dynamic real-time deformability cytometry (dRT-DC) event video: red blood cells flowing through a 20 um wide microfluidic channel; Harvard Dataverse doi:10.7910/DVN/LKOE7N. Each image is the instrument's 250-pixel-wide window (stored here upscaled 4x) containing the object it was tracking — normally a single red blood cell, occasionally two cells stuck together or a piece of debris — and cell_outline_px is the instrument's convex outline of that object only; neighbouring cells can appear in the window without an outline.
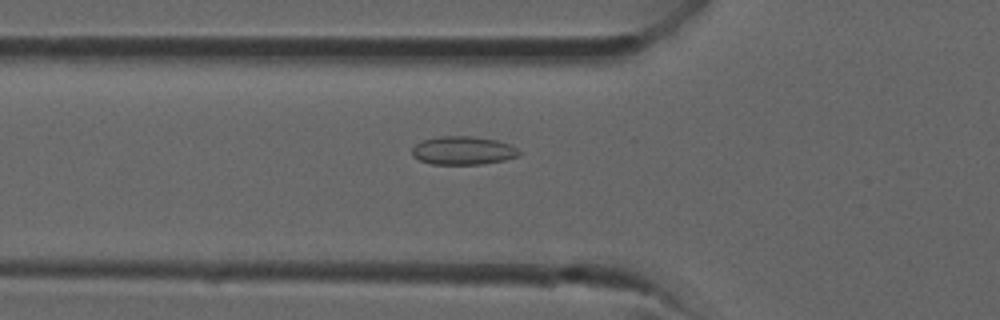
{"species": "common noctule bat (a hibernating species)", "species_latin": "Nyctalus noctula", "temperature_condition": "room temperature", "stored_images_in_passage": 31, "camera_frame_rate_fps": 3000, "um_per_image_px": 0.085, "animal": {"sex": "male", "forearm_length_mm": 52.5}, "frame": {"image": 1, "passage_image": 7, "time_ms": 2.0, "image_size_px": [1000, 320], "cell_outline_px": [[524, 152], [520, 156], [504, 160], [484, 164], [432, 164], [420, 160], [412, 156], [412, 148], [416, 144], [424, 140], [440, 136], [472, 136], [496, 140], [508, 144]], "centroid_in_image_um": [39.39, 12.8], "position_along_channel_um": 86.4, "area_um2": 17.74}}
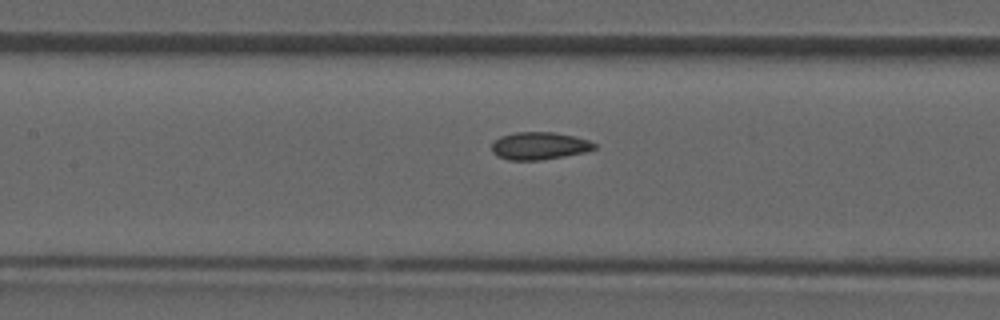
{"frame": {"image": 2, "passage_image": 11, "time_ms": 3.333, "image_size_px": [1000, 320], "cell_outline_px": [[596, 148], [588, 152], [540, 160], [508, 160], [496, 156], [492, 152], [492, 144], [500, 136], [516, 132], [552, 132], [576, 136], [588, 140], [596, 144]], "centroid_in_image_um": [45.85, 12.4], "position_along_channel_um": 161.5, "area_um2": 16.59}}
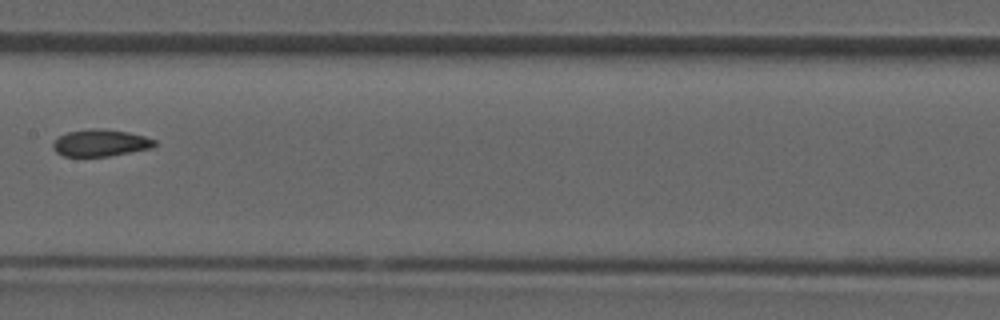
{"frame": {"image": 3, "passage_image": 13, "time_ms": 4.0, "image_size_px": [1000, 320], "cell_outline_px": [[156, 144], [152, 148], [108, 156], [64, 156], [56, 152], [52, 148], [52, 144], [60, 136], [68, 132], [88, 128], [100, 128], [128, 132], [144, 136], [156, 140]], "centroid_in_image_um": [8.54, 12.14], "position_along_channel_um": 198.9, "area_um2": 15.9}}